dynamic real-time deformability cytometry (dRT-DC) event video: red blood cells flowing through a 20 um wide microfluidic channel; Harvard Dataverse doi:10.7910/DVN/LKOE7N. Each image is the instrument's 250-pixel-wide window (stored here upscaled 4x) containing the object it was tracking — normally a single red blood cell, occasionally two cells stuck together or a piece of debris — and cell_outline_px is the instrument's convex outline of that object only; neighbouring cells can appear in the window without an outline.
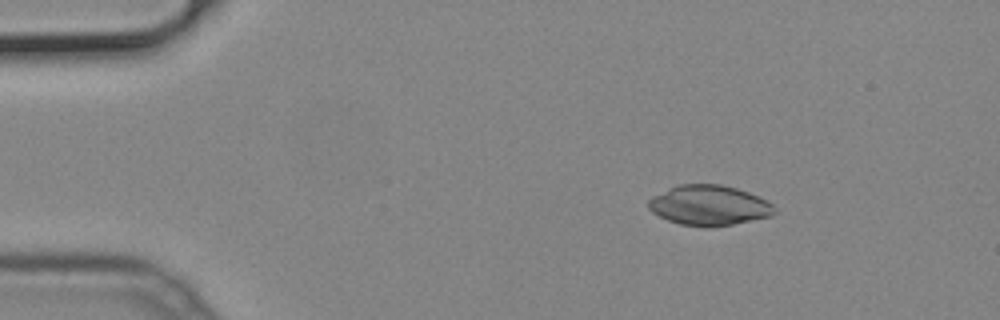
{"species": "common noctule bat (a hibernating species)", "species_latin": "Nyctalus noctula", "temperature_condition": "cold", "stored_images_in_passage": 47, "camera_frame_rate_fps": 3000, "um_per_image_px": 0.085, "animal": {"sex": "male", "body_mass_g": 19.2, "forearm_length_mm": 51.8}, "frame": {"image": 1, "passage_image": 4, "time_ms": 1.0, "image_size_px": [1000, 320], "cell_outline_px": [[776, 212], [772, 216], [732, 224], [708, 228], [680, 224], [668, 220], [652, 212], [648, 208], [648, 200], [652, 196], [680, 184], [720, 184], [736, 188], [760, 196], [768, 200], [776, 208]], "centroid_in_image_um": [60.3, 17.46], "position_along_channel_um": 24.7, "area_um2": 29.59}}
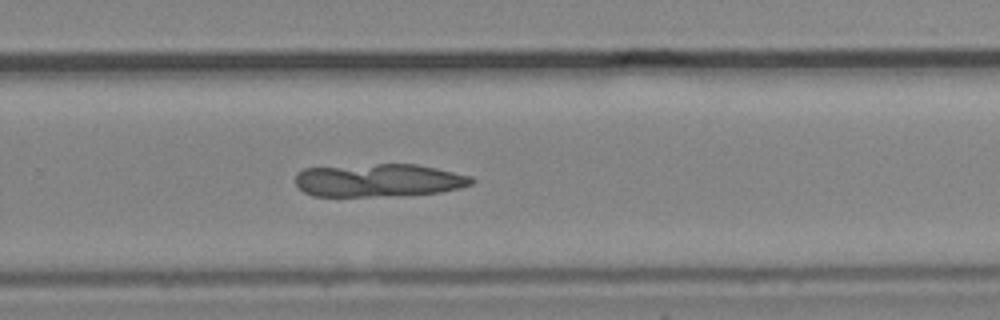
{"frame": {"image": 2, "passage_image": 30, "time_ms": 9.667, "image_size_px": [1000, 320], "cell_outline_px": [[476, 180], [472, 184], [460, 188], [440, 192], [368, 196], [312, 196], [304, 192], [296, 184], [296, 172], [304, 168], [376, 164], [416, 164], [436, 168], [472, 176]], "centroid_in_image_um": [32.18, 15.31], "position_along_channel_um": 297.6, "area_um2": 33.7}}
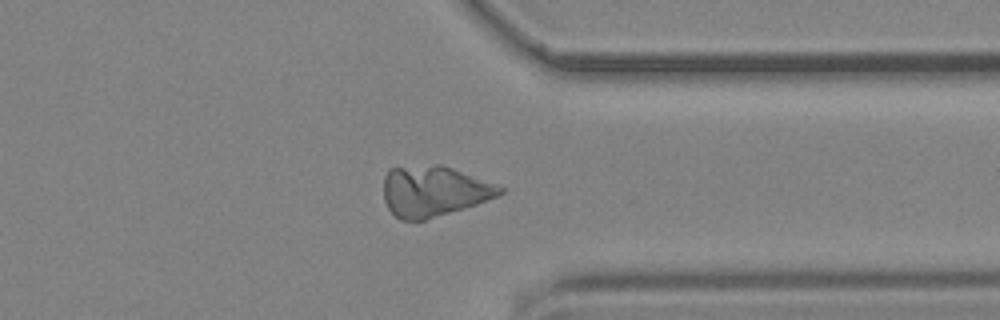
{"frame": {"image": 3, "passage_image": 36, "time_ms": 11.667, "image_size_px": [1000, 320], "cell_outline_px": [[504, 192], [496, 196], [476, 204], [464, 208], [424, 220], [400, 220], [388, 208], [384, 200], [384, 176], [388, 168], [436, 164], [440, 164], [452, 168], [504, 188]], "centroid_in_image_um": [36.82, 16.24], "position_along_channel_um": 374.6, "area_um2": 33.87}}